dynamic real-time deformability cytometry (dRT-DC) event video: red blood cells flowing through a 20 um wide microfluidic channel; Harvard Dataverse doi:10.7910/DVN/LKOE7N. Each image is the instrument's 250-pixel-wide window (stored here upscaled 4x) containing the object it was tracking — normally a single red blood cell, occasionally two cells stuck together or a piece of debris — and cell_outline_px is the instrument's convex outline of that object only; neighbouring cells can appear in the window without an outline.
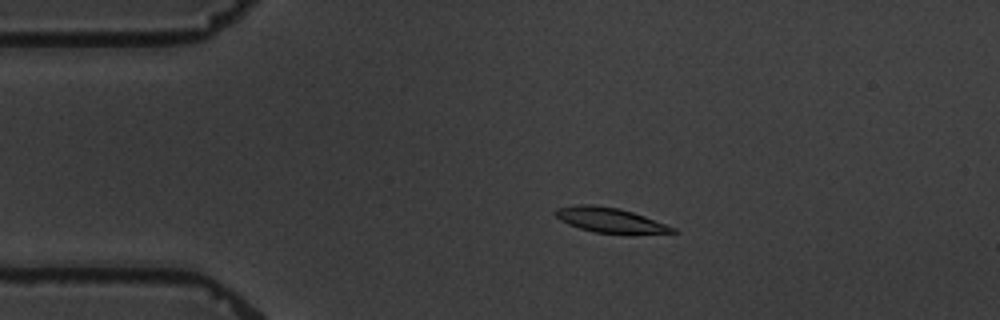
{"species": "common noctule bat (a hibernating species)", "species_latin": "Nyctalus noctula", "temperature_condition": "warm", "stored_images_in_passage": 4, "camera_frame_rate_fps": 3000, "um_per_image_px": 0.085, "animal": {"sex": "male", "body_mass_g": 19.5, "forearm_length_mm": 54.6}, "frame": {"image": 1, "passage_image": 3, "time_ms": 2.333, "image_size_px": [1000, 320], "cell_outline_px": [[676, 232], [628, 236], [596, 232], [580, 228], [568, 224], [560, 220], [552, 212], [556, 208], [580, 204], [592, 204], [620, 208], [644, 216], [676, 228]], "centroid_in_image_um": [51.88, 18.74], "position_along_channel_um": 33.1, "area_um2": 17.51}}